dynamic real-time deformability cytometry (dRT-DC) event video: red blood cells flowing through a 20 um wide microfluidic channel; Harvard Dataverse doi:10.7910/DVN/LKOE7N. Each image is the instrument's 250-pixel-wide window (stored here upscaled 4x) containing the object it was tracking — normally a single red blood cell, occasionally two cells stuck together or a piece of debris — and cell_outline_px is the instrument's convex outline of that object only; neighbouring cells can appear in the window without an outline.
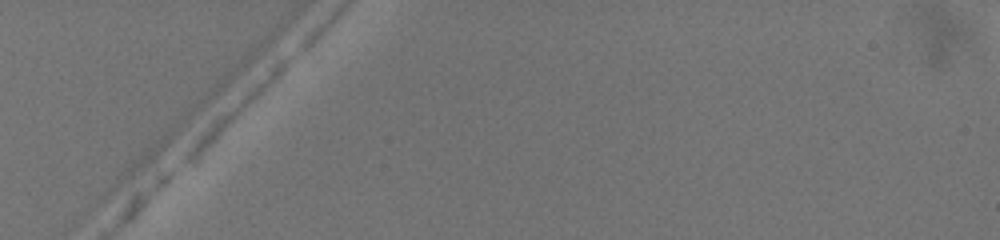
{"species": "common noctule bat (a hibernating species)", "species_latin": "Nyctalus noctula", "temperature_condition": "warm", "stored_images_in_passage": 4, "camera_frame_rate_fps": 3000, "um_per_image_px": 0.085, "animal": {"sex": "female", "body_mass_g": 19.5, "forearm_length_mm": 54.1}, "frame": {"image": 1, "passage_image": 1, "time_ms": 0.0, "image_size_px": [1000, 240], "cell_outline_px": [[292, 56], [288, 64], [260, 92], [188, 160], [180, 164], [180, 160], [184, 152], [196, 136], [216, 116], [276, 60], [292, 52]], "centroid_in_image_um": [20.02, 9.07], "position_along_channel_um": 65.0, "area_um2": 12.6}}